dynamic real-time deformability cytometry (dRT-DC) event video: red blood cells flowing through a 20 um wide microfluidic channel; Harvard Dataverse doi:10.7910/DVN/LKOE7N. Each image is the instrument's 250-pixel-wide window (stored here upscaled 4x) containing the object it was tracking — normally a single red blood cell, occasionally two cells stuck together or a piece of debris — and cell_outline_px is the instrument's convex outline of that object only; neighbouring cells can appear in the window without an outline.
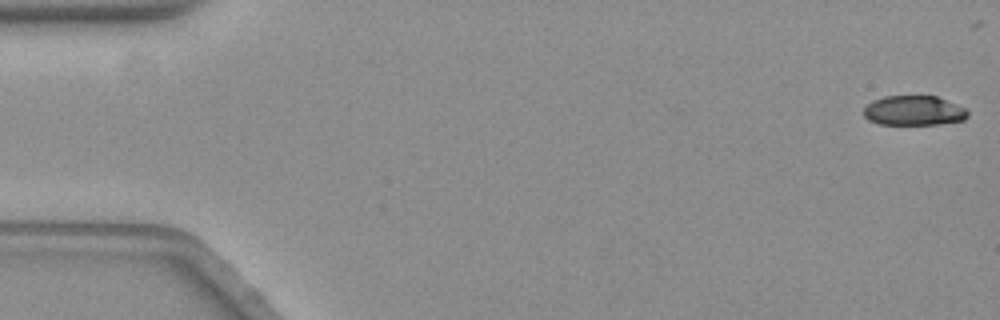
{"species": "common noctule bat (a hibernating species)", "species_latin": "Nyctalus noctula", "temperature_condition": "warm", "stored_images_in_passage": 49, "camera_frame_rate_fps": 3000, "um_per_image_px": 0.085, "animal": {"sex": "female", "body_mass_g": 19.3, "forearm_length_mm": 54.1}, "frame": {"image": 1, "passage_image": 1, "time_ms": 0.0, "image_size_px": [1000, 320], "cell_outline_px": [[968, 116], [964, 120], [936, 124], [880, 124], [868, 120], [864, 116], [864, 108], [872, 100], [884, 96], [936, 96], [956, 104], [964, 108], [968, 112]], "centroid_in_image_um": [77.65, 9.4], "position_along_channel_um": 7.3, "area_um2": 17.92}}
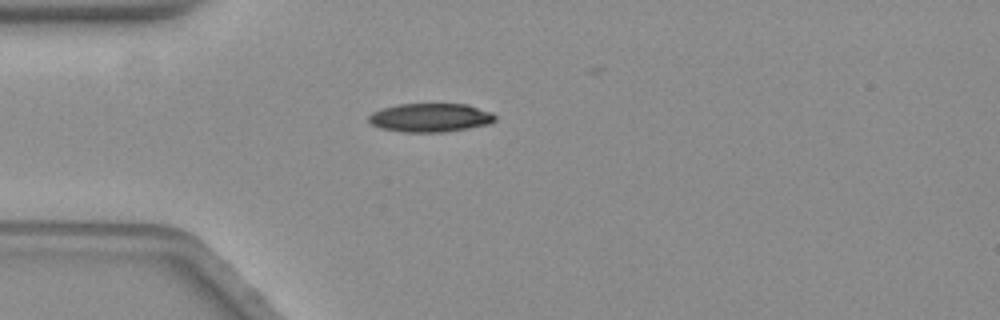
{"frame": {"image": 2, "passage_image": 16, "time_ms": 5.0, "image_size_px": [1000, 320], "cell_outline_px": [[496, 120], [488, 124], [468, 128], [444, 132], [404, 132], [380, 128], [372, 124], [368, 120], [368, 116], [372, 112], [384, 108], [400, 104], [468, 104], [492, 112], [496, 116]], "centroid_in_image_um": [36.6, 10.0], "position_along_channel_um": 48.4, "area_um2": 21.1}}
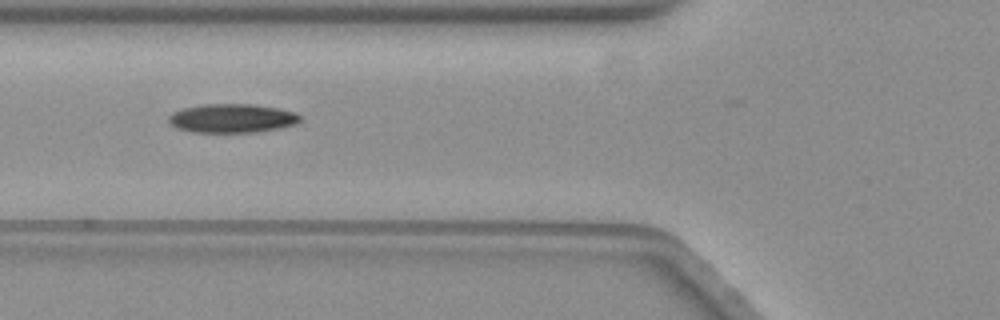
{"frame": {"image": 3, "passage_image": 22, "time_ms": 7.0, "image_size_px": [1000, 320], "cell_outline_px": [[300, 120], [296, 124], [256, 132], [192, 132], [176, 128], [168, 120], [168, 116], [172, 112], [180, 108], [200, 104], [256, 104], [276, 108], [292, 112], [300, 116]], "centroid_in_image_um": [19.65, 10.04], "position_along_channel_um": 106.2, "area_um2": 22.08}, "authors_computed_cell_mechanics": {"area_um2": 21.4438, "velocity_mm_per_s": 3.5214, "shape_relaxation_time_tau1_ms": 4.8126, "shape_relaxation_time_tau2_ms": null, "deformation_change_tau1": 0.1439, "deformation_change_tau2": null}}